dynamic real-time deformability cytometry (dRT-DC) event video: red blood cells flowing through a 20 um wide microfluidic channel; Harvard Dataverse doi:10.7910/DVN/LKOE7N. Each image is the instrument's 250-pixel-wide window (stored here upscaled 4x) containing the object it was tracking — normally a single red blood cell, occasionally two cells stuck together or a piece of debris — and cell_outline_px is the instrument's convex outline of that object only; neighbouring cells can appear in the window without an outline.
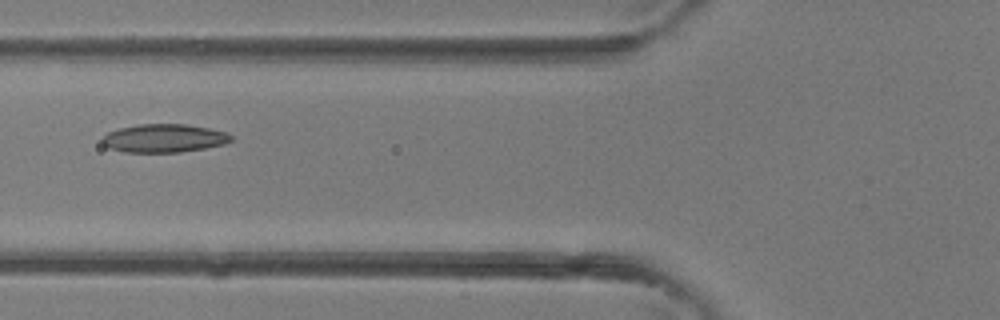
{"species": "common noctule bat (a hibernating species)", "species_latin": "Nyctalus noctula", "temperature_condition": "room temperature", "stored_images_in_passage": 5, "camera_frame_rate_fps": 3000, "um_per_image_px": 0.085, "animal": {"sex": "female"}, "frame": {"image": 1, "passage_image": 5, "time_ms": 1.333, "image_size_px": [1000, 320], "cell_outline_px": [[232, 140], [224, 144], [204, 148], [180, 152], [124, 152], [108, 148], [100, 140], [108, 132], [120, 128], [136, 124], [184, 124], [208, 128], [228, 132], [232, 136]], "centroid_in_image_um": [13.93, 11.75], "position_along_channel_um": 111.9, "area_um2": 21.27}}